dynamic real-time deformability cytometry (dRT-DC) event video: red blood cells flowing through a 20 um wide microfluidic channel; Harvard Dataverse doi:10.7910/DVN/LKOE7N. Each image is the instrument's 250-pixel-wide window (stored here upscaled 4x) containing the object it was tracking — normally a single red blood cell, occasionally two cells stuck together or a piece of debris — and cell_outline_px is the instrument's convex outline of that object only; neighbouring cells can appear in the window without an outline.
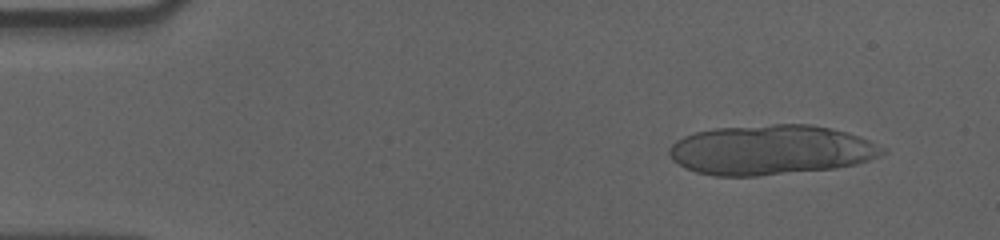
{"species": "human", "species_latin": "Homo sapiens", "temperature_condition": "cold", "stored_images_in_passage": 16, "camera_frame_rate_fps": 3000, "um_per_image_px": 0.085, "donor": {"sex": "male"}, "frame": {"image": 1, "passage_image": 5, "time_ms": 1.333, "image_size_px": [1000, 240], "cell_outline_px": [[888, 152], [880, 156], [856, 164], [836, 168], [756, 176], [716, 176], [696, 172], [684, 168], [672, 160], [668, 152], [668, 148], [676, 140], [684, 136], [696, 132], [716, 128], [772, 124], [812, 124], [848, 132], [860, 136], [884, 148]], "centroid_in_image_um": [65.51, 12.74], "position_along_channel_um": 19.5, "area_um2": 62.14}}